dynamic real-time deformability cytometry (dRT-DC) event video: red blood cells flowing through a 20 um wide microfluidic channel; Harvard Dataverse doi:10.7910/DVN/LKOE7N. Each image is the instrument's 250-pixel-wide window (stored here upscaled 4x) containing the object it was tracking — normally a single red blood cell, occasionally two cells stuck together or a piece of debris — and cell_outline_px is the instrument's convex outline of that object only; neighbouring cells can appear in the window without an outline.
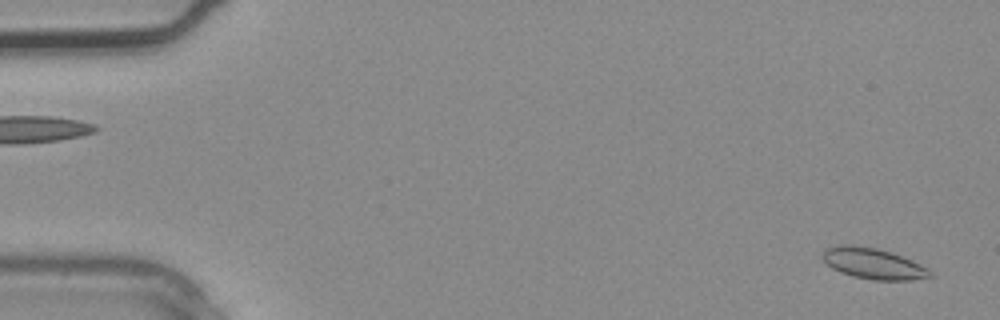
{"species": "common noctule bat (a hibernating species)", "species_latin": "Nyctalus noctula", "temperature_condition": "warm", "stored_images_in_passage": 3, "camera_frame_rate_fps": 3000, "um_per_image_px": 0.085, "animal": {"sex": "male", "body_mass_g": 20.4}, "frame": {"image": 1, "passage_image": 1, "time_ms": 0.0, "image_size_px": [1000, 320], "cell_outline_px": [[932, 276], [912, 280], [872, 280], [852, 276], [840, 272], [832, 268], [820, 256], [828, 248], [836, 244], [852, 244], [876, 248], [892, 252], [912, 260], [928, 268], [932, 272]], "centroid_in_image_um": [74.22, 22.39], "position_along_channel_um": 10.8, "area_um2": 19.48}}
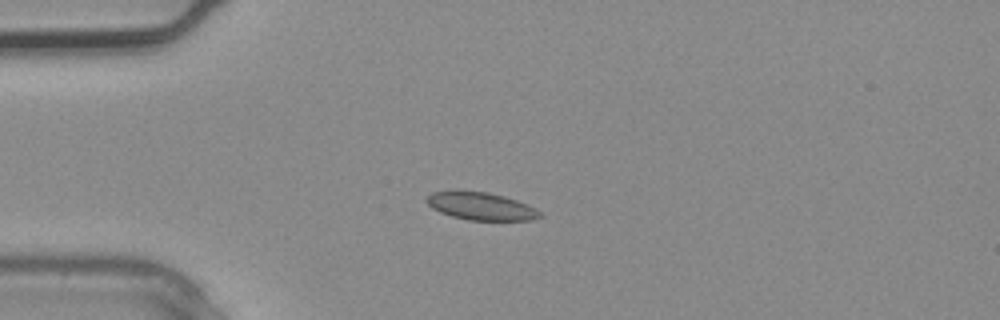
{"frame": {"image": 2, "passage_image": 3, "time_ms": 0.667, "image_size_px": [1000, 320], "cell_outline_px": [[544, 216], [532, 220], [468, 220], [452, 216], [440, 212], [432, 208], [424, 200], [432, 192], [456, 188], [488, 192], [504, 196], [528, 204], [536, 208]], "centroid_in_image_um": [40.85, 17.49], "position_along_channel_um": 44.2, "area_um2": 18.84}}